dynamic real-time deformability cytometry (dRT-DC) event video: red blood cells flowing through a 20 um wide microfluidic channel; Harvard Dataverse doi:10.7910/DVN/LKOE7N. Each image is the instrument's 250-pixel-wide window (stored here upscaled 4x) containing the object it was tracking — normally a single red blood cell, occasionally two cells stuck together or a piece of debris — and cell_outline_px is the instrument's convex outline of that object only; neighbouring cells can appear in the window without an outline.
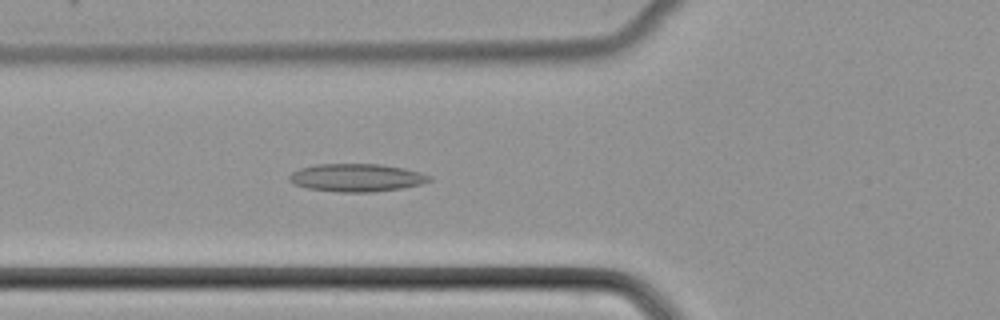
{"species": "common noctule bat (a hibernating species)", "species_latin": "Nyctalus noctula", "temperature_condition": "cold", "stored_images_in_passage": 41, "camera_frame_rate_fps": 3000, "um_per_image_px": 0.085, "animal": {"sex": "female", "body_mass_g": 22.7, "forearm_length_mm": 54.2}, "frame": {"image": 1, "passage_image": 9, "time_ms": 2.667, "image_size_px": [1000, 320], "cell_outline_px": [[432, 180], [420, 184], [400, 188], [372, 192], [340, 192], [308, 188], [296, 184], [288, 180], [288, 176], [292, 172], [300, 168], [316, 164], [380, 164], [404, 168], [420, 172], [432, 176]], "centroid_in_image_um": [30.31, 15.09], "position_along_channel_um": 95.5, "area_um2": 22.66}}
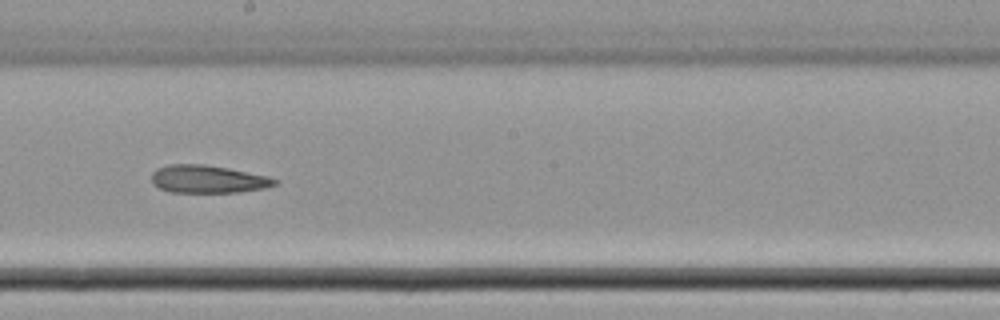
{"frame": {"image": 2, "passage_image": 19, "time_ms": 6.0, "image_size_px": [1000, 320], "cell_outline_px": [[280, 180], [276, 184], [264, 188], [236, 192], [168, 192], [152, 184], [152, 172], [156, 168], [168, 164], [204, 164], [228, 168], [268, 176]], "centroid_in_image_um": [17.64, 15.22], "position_along_channel_um": 230.6, "area_um2": 20.0}}
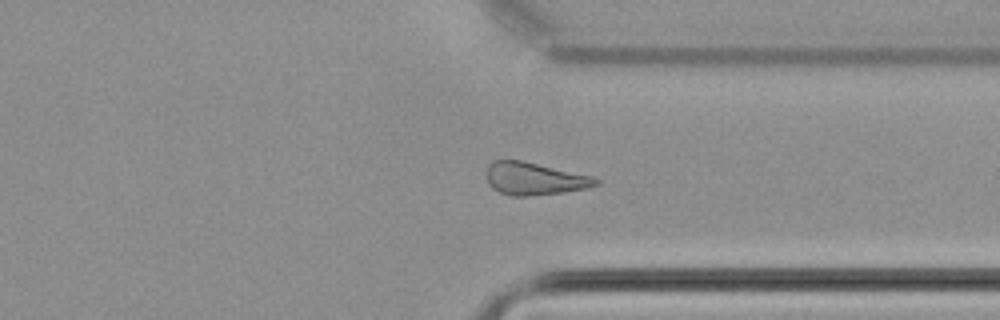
{"frame": {"image": 3, "passage_image": 29, "time_ms": 9.333, "image_size_px": [1000, 320], "cell_outline_px": [[600, 184], [584, 188], [564, 192], [528, 196], [512, 196], [500, 192], [492, 188], [488, 184], [484, 172], [488, 164], [492, 160], [520, 160], [592, 176], [600, 180]], "centroid_in_image_um": [45.36, 15.18], "position_along_channel_um": 366.0, "area_um2": 20.81}}